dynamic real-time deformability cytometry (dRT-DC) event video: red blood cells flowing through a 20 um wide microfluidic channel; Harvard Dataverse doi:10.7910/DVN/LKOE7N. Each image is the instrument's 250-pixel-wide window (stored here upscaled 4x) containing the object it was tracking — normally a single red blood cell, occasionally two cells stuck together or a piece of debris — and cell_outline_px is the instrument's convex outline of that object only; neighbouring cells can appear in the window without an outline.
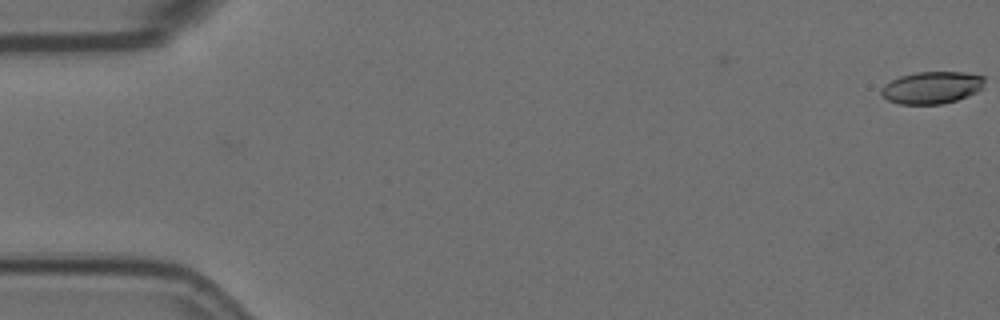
{"species": "Egyptian fruit bat (a non-hibernating species)", "species_latin": "Rousettus aegyptiacus", "temperature_condition": "room temperature", "stored_images_in_passage": 10, "camera_frame_rate_fps": 3000, "um_per_image_px": 0.085, "animal": {"sex": "female"}, "frame": {"image": 1, "passage_image": 1, "time_ms": 0.0, "image_size_px": [1000, 320], "cell_outline_px": [[984, 88], [968, 96], [956, 100], [940, 104], [900, 104], [888, 100], [880, 92], [880, 88], [884, 84], [900, 76], [916, 72], [964, 72], [984, 76]], "centroid_in_image_um": [79.21, 7.44], "position_along_channel_um": 5.8, "area_um2": 19.42}}
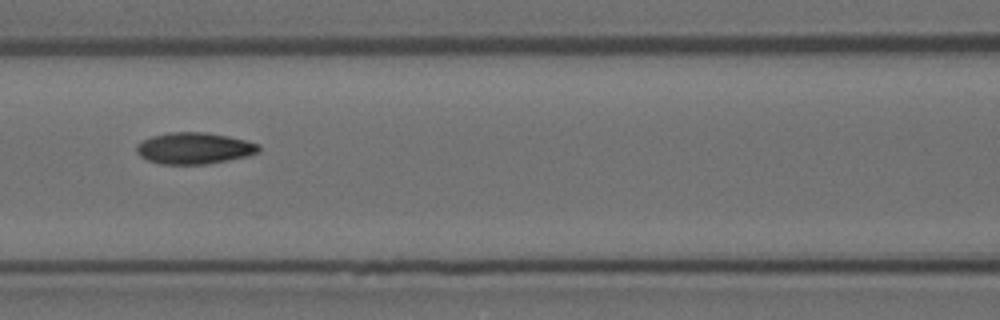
{"frame": {"image": 2, "passage_image": 8, "time_ms": 2.333, "image_size_px": [1000, 320], "cell_outline_px": [[260, 152], [244, 156], [204, 164], [160, 164], [148, 160], [140, 156], [136, 152], [136, 144], [152, 136], [168, 132], [204, 132], [228, 136], [260, 144]], "centroid_in_image_um": [16.47, 12.59], "position_along_channel_um": 150.1, "area_um2": 22.2}}
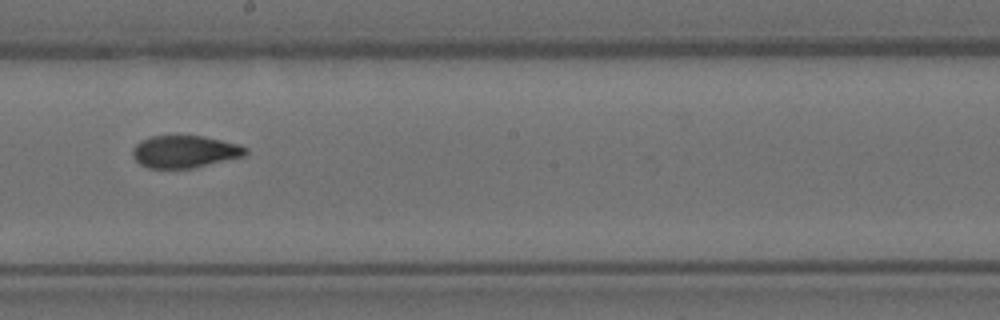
{"frame": {"image": 3, "passage_image": 10, "time_ms": 3.0, "image_size_px": [1000, 320], "cell_outline_px": [[248, 152], [244, 156], [192, 168], [148, 168], [140, 164], [132, 156], [132, 148], [140, 140], [152, 136], [204, 136], [240, 144], [248, 148]], "centroid_in_image_um": [15.7, 12.88], "position_along_channel_um": 232.5, "area_um2": 21.33}}